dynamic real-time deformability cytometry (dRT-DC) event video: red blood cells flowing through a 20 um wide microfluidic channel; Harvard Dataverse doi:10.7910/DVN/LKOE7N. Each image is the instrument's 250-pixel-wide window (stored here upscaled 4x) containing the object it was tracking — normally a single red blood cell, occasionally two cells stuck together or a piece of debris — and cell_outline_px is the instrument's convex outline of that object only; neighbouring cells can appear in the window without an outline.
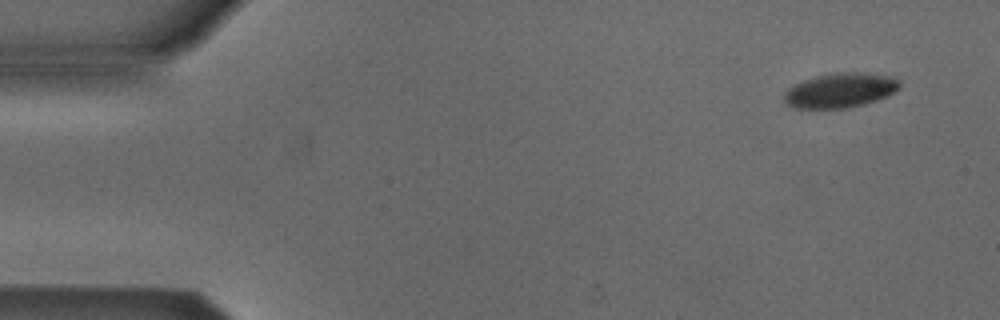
{"species": "Egyptian fruit bat (a non-hibernating species)", "species_latin": "Rousettus aegyptiacus", "temperature_condition": "cold", "stored_images_in_passage": 15, "camera_frame_rate_fps": 3000, "um_per_image_px": 0.085, "animal": {"sex": "male"}, "frame": {"image": 1, "passage_image": 2, "time_ms": 0.333, "image_size_px": [1000, 320], "cell_outline_px": [[900, 88], [888, 96], [876, 100], [844, 108], [796, 108], [784, 104], [784, 92], [788, 88], [804, 80], [816, 76], [836, 72], [860, 72], [896, 76], [900, 80]], "centroid_in_image_um": [71.44, 7.66], "position_along_channel_um": 13.6, "area_um2": 23.41}}
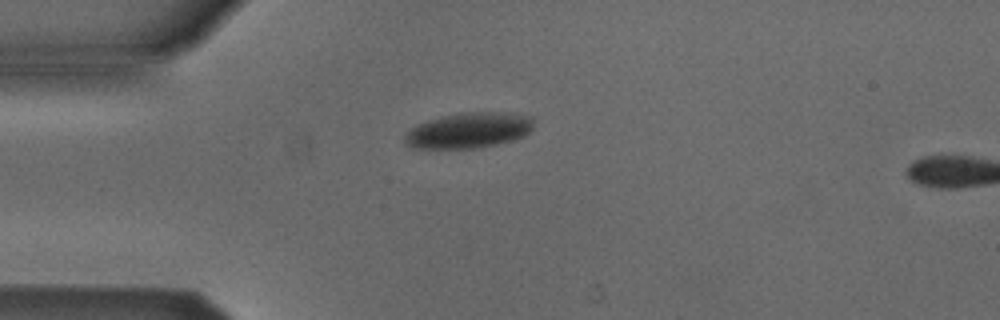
{"frame": {"image": 2, "passage_image": 12, "time_ms": 3.667, "image_size_px": [1000, 320], "cell_outline_px": [[532, 128], [524, 136], [492, 144], [472, 148], [412, 148], [404, 144], [404, 136], [416, 124], [428, 120], [444, 116], [464, 112], [504, 112], [532, 116]], "centroid_in_image_um": [39.8, 11.07], "position_along_channel_um": 45.2, "area_um2": 26.3}}